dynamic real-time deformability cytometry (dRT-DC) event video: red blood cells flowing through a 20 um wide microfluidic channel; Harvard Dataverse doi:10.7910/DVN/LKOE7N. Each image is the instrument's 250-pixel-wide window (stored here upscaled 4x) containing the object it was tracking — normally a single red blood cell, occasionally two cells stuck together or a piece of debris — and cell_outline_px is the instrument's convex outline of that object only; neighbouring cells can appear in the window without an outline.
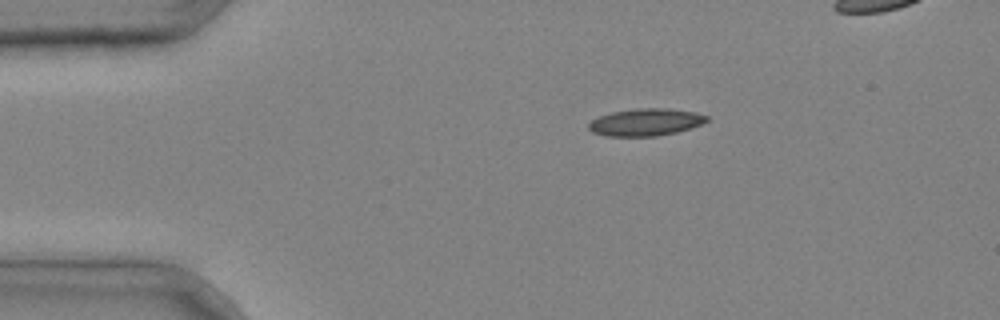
{"species": "common noctule bat (a hibernating species)", "species_latin": "Nyctalus noctula", "temperature_condition": "cold", "stored_images_in_passage": 34, "camera_frame_rate_fps": 3000, "um_per_image_px": 0.085, "animal": {"sex": "male", "body_mass_g": 20.4}, "frame": {"image": 1, "passage_image": 1, "time_ms": 0.0, "image_size_px": [1000, 320], "cell_outline_px": [[708, 120], [692, 128], [676, 132], [656, 136], [604, 136], [592, 132], [588, 128], [588, 124], [592, 120], [600, 116], [612, 112], [636, 108], [668, 108], [696, 112], [708, 116]], "centroid_in_image_um": [54.88, 10.38], "position_along_channel_um": 30.1, "area_um2": 18.79}}
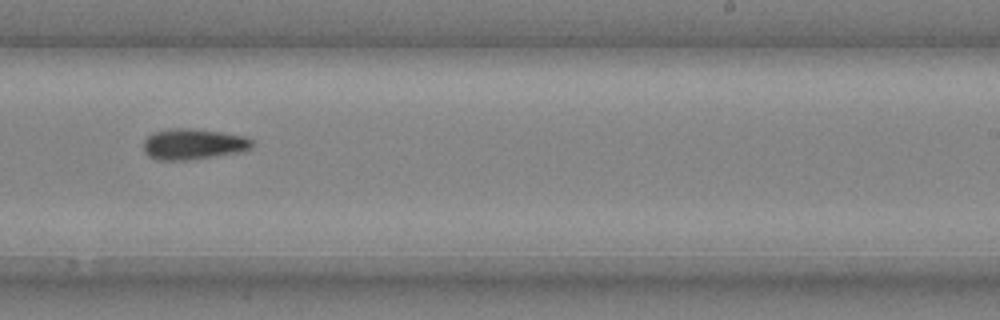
{"frame": {"image": 2, "passage_image": 20, "time_ms": 6.333, "image_size_px": [1000, 320], "cell_outline_px": [[252, 148], [240, 152], [188, 160], [156, 160], [148, 156], [144, 152], [144, 140], [152, 132], [172, 128], [192, 128], [220, 132], [244, 136], [252, 140]], "centroid_in_image_um": [16.39, 12.25], "position_along_channel_um": 272.6, "area_um2": 19.54}}
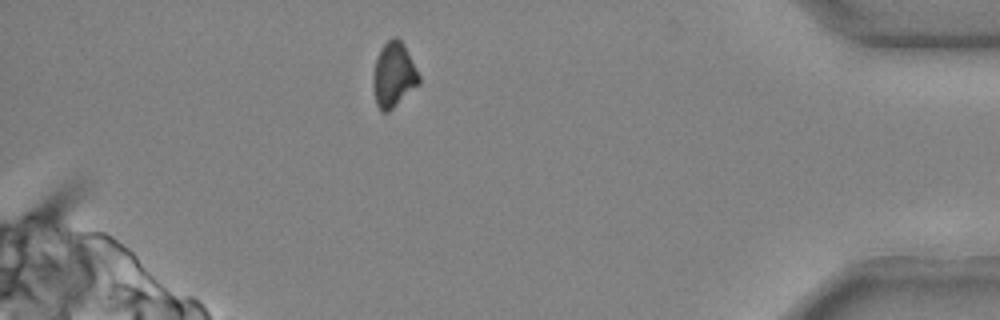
{"frame": {"image": 3, "passage_image": 31, "time_ms": 10.0, "image_size_px": [1000, 320], "cell_outline_px": [[420, 84], [388, 112], [380, 112], [376, 104], [372, 84], [372, 76], [376, 56], [380, 48], [388, 40], [396, 36], [404, 44], [420, 76]], "centroid_in_image_um": [33.44, 6.37], "position_along_channel_um": 401.8, "area_um2": 17.57}}